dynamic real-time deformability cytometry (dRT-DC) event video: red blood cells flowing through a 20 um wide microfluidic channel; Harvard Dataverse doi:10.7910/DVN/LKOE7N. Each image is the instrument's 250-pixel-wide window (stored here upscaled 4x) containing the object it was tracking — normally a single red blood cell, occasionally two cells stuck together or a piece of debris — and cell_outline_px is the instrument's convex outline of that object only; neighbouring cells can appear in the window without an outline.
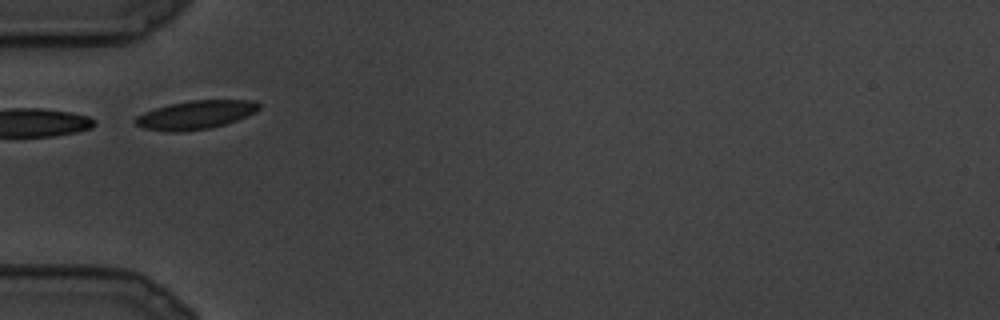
{"species": "common noctule bat (a hibernating species)", "species_latin": "Nyctalus noctula", "temperature_condition": "cold", "stored_images_in_passage": 18, "camera_frame_rate_fps": 3000, "um_per_image_px": 0.085, "animal": {"sex": "male", "body_mass_g": 19.5, "forearm_length_mm": 54.6}, "frame": {"image": 1, "passage_image": 1, "time_ms": 0.0, "image_size_px": [1000, 320], "cell_outline_px": [[260, 108], [256, 112], [236, 120], [224, 124], [208, 128], [180, 132], [168, 132], [144, 128], [136, 124], [132, 120], [136, 116], [144, 112], [168, 104], [188, 100], [256, 100], [260, 104]], "centroid_in_image_um": [16.61, 9.75], "position_along_channel_um": 68.4, "area_um2": 20.63}}
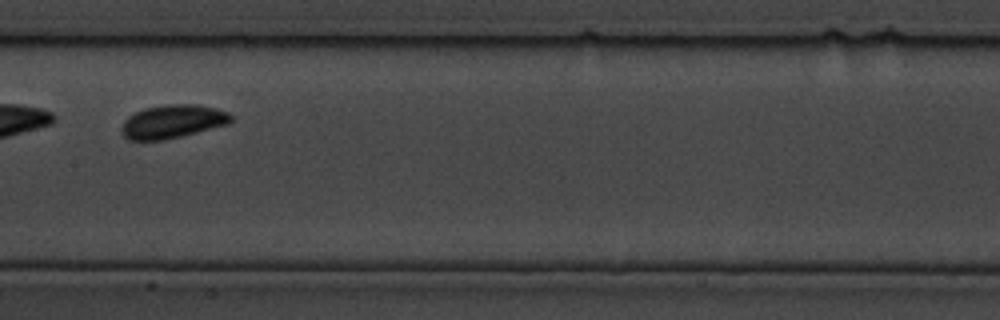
{"frame": {"image": 2, "passage_image": 6, "time_ms": 1.667, "image_size_px": [1000, 320], "cell_outline_px": [[232, 120], [228, 124], [164, 140], [128, 140], [120, 132], [120, 128], [124, 120], [128, 116], [144, 108], [168, 104], [196, 104], [216, 108], [228, 112], [232, 116]], "centroid_in_image_um": [14.64, 10.32], "position_along_channel_um": 192.8, "area_um2": 21.33}}
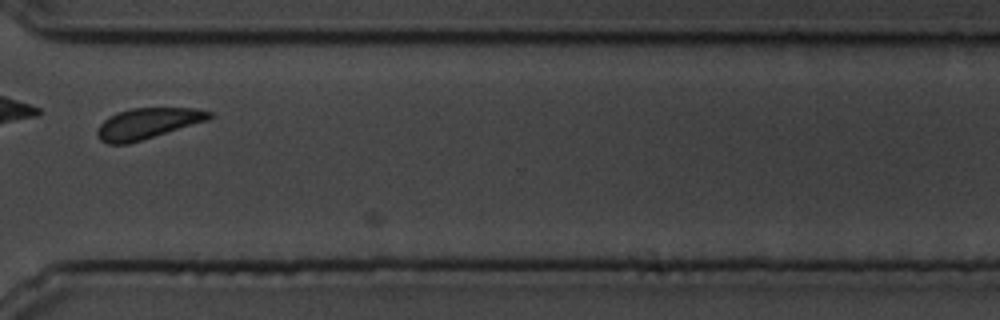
{"frame": {"image": 3, "passage_image": 13, "time_ms": 4.0, "image_size_px": [1000, 320], "cell_outline_px": [[212, 116], [208, 120], [128, 144], [108, 144], [100, 140], [96, 136], [96, 132], [100, 124], [108, 116], [116, 112], [132, 108], [196, 108], [212, 112]], "centroid_in_image_um": [12.5, 10.49], "position_along_channel_um": 358.1, "area_um2": 20.11}}